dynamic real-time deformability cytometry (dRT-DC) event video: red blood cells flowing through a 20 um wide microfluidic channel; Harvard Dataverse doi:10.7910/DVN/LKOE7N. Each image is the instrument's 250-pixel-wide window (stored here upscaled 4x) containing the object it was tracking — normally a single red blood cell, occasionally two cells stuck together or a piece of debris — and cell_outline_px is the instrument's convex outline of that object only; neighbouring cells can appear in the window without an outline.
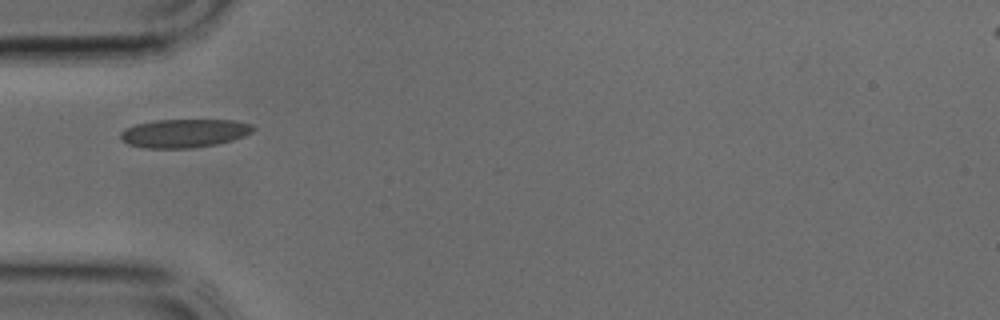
{"species": "common noctule bat (a hibernating species)", "species_latin": "Nyctalus noctula", "temperature_condition": "cold", "stored_images_in_passage": 18, "camera_frame_rate_fps": 3000, "um_per_image_px": 0.085, "animal": {"sex": "male", "body_mass_g": 17.9, "forearm_length_mm": 54.2}, "frame": {"image": 1, "passage_image": 1, "time_ms": 0.0, "image_size_px": [1000, 320], "cell_outline_px": [[256, 128], [252, 132], [244, 136], [232, 140], [216, 144], [192, 148], [144, 148], [128, 144], [120, 140], [120, 132], [124, 128], [136, 124], [156, 120], [232, 120], [252, 124]], "centroid_in_image_um": [15.64, 11.32], "position_along_channel_um": 69.4, "area_um2": 22.14}}